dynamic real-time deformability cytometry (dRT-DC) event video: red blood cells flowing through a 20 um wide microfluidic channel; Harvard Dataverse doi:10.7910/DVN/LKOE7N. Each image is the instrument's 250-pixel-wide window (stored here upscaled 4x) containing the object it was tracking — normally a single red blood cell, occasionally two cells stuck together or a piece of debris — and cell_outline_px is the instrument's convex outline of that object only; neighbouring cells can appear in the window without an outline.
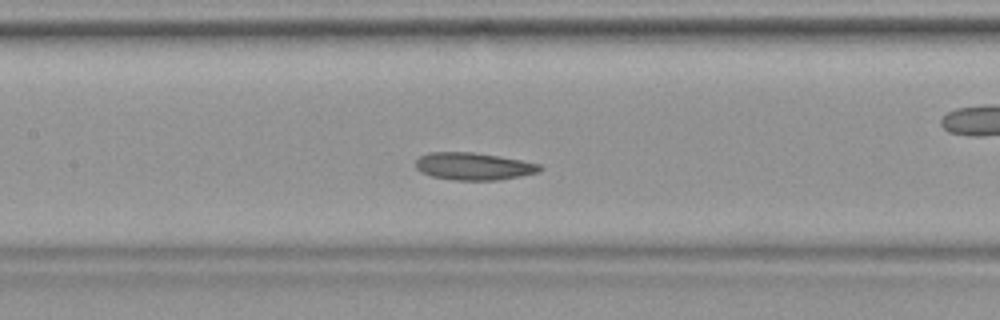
{"species": "common noctule bat (a hibernating species)", "species_latin": "Nyctalus noctula", "temperature_condition": "warm", "stored_images_in_passage": 40, "camera_frame_rate_fps": 3000, "um_per_image_px": 0.085, "animal": {"sex": "female", "body_mass_g": 19.9}, "frame": {"image": 1, "passage_image": 18, "time_ms": 5.667, "image_size_px": [1000, 320], "cell_outline_px": [[544, 168], [540, 172], [520, 176], [496, 180], [456, 180], [432, 176], [420, 172], [416, 168], [416, 160], [420, 156], [428, 152], [472, 152], [500, 156], [540, 164]], "centroid_in_image_um": [40.26, 14.13], "position_along_channel_um": 167.1, "area_um2": 19.83}}